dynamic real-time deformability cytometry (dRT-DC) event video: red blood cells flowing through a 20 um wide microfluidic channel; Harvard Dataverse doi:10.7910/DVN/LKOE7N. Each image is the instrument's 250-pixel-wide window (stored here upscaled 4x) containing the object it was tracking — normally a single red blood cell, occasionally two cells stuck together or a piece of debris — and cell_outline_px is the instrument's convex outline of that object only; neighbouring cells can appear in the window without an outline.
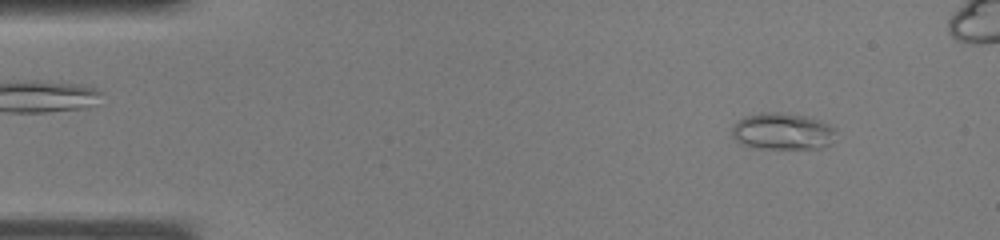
{"species": "common noctule bat (a hibernating species)", "species_latin": "Nyctalus noctula", "temperature_condition": "warm", "stored_images_in_passage": 37, "camera_frame_rate_fps": 3000, "um_per_image_px": 0.085, "animal": {"sex": "male", "body_mass_g": 19.0, "forearm_length_mm": 50.8}, "frame": {"image": 1, "passage_image": 3, "time_ms": 0.667, "image_size_px": [1000, 240], "cell_outline_px": [[836, 132], [832, 144], [820, 148], [760, 148], [740, 144], [732, 136], [732, 128], [744, 116], [760, 112], [780, 112], [808, 116], [820, 120], [836, 128]], "centroid_in_image_um": [66.55, 11.16], "position_along_channel_um": 18.5, "area_um2": 22.43}}
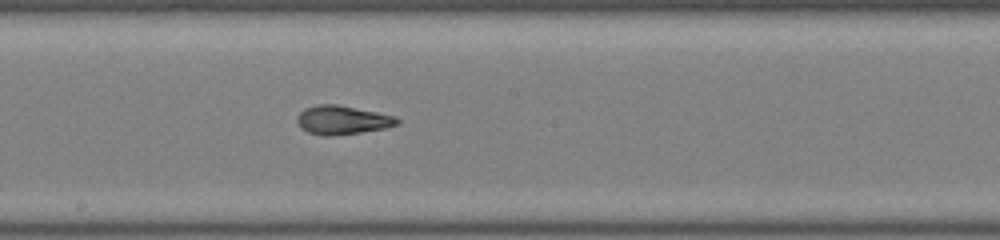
{"frame": {"image": 2, "passage_image": 19, "time_ms": 6.0, "image_size_px": [1000, 240], "cell_outline_px": [[400, 124], [384, 128], [360, 132], [332, 136], [324, 136], [308, 132], [300, 128], [296, 120], [296, 116], [304, 108], [320, 104], [336, 104], [396, 116], [400, 120]], "centroid_in_image_um": [29.08, 10.2], "position_along_channel_um": 219.1, "area_um2": 16.82}}
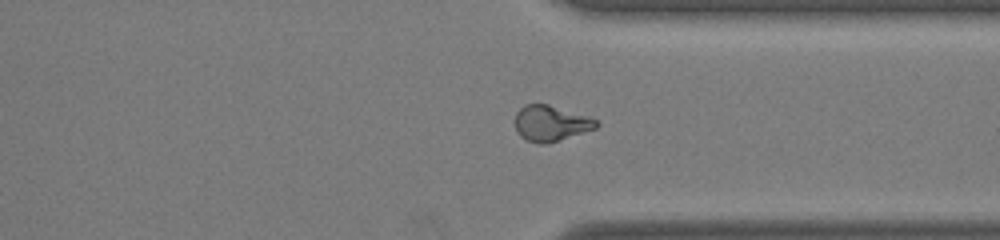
{"frame": {"image": 3, "passage_image": 27, "time_ms": 8.667, "image_size_px": [1000, 240], "cell_outline_px": [[600, 124], [596, 128], [544, 144], [536, 144], [520, 136], [516, 132], [516, 112], [524, 104], [548, 104], [588, 116], [596, 120]], "centroid_in_image_um": [46.8, 10.47], "position_along_channel_um": 364.6, "area_um2": 16.7}}